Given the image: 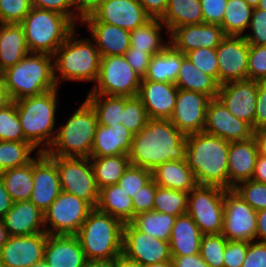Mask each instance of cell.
<instances>
[{
    "label": "cell",
    "mask_w": 266,
    "mask_h": 267,
    "mask_svg": "<svg viewBox=\"0 0 266 267\" xmlns=\"http://www.w3.org/2000/svg\"><path fill=\"white\" fill-rule=\"evenodd\" d=\"M155 183L164 188L190 192L198 184L185 160L168 161L152 170Z\"/></svg>",
    "instance_id": "4dcf8cb0"
},
{
    "label": "cell",
    "mask_w": 266,
    "mask_h": 267,
    "mask_svg": "<svg viewBox=\"0 0 266 267\" xmlns=\"http://www.w3.org/2000/svg\"><path fill=\"white\" fill-rule=\"evenodd\" d=\"M250 242L228 240L223 259V267H241L247 255V249Z\"/></svg>",
    "instance_id": "9f6ffc18"
},
{
    "label": "cell",
    "mask_w": 266,
    "mask_h": 267,
    "mask_svg": "<svg viewBox=\"0 0 266 267\" xmlns=\"http://www.w3.org/2000/svg\"><path fill=\"white\" fill-rule=\"evenodd\" d=\"M2 173H3V171H2V169L0 168V178L2 177Z\"/></svg>",
    "instance_id": "deb4b68c"
},
{
    "label": "cell",
    "mask_w": 266,
    "mask_h": 267,
    "mask_svg": "<svg viewBox=\"0 0 266 267\" xmlns=\"http://www.w3.org/2000/svg\"><path fill=\"white\" fill-rule=\"evenodd\" d=\"M185 162L198 185L229 189L230 142L205 132L186 135Z\"/></svg>",
    "instance_id": "7a4b0ae2"
},
{
    "label": "cell",
    "mask_w": 266,
    "mask_h": 267,
    "mask_svg": "<svg viewBox=\"0 0 266 267\" xmlns=\"http://www.w3.org/2000/svg\"><path fill=\"white\" fill-rule=\"evenodd\" d=\"M73 9L83 19L91 15L104 0H71Z\"/></svg>",
    "instance_id": "e7e4bbea"
},
{
    "label": "cell",
    "mask_w": 266,
    "mask_h": 267,
    "mask_svg": "<svg viewBox=\"0 0 266 267\" xmlns=\"http://www.w3.org/2000/svg\"><path fill=\"white\" fill-rule=\"evenodd\" d=\"M178 90L175 83L141 80L137 97L149 119H169L176 105Z\"/></svg>",
    "instance_id": "603a6c76"
},
{
    "label": "cell",
    "mask_w": 266,
    "mask_h": 267,
    "mask_svg": "<svg viewBox=\"0 0 266 267\" xmlns=\"http://www.w3.org/2000/svg\"><path fill=\"white\" fill-rule=\"evenodd\" d=\"M178 89L199 92L217 98L220 85L210 75L203 73L182 53V64L175 82Z\"/></svg>",
    "instance_id": "1f68e13d"
},
{
    "label": "cell",
    "mask_w": 266,
    "mask_h": 267,
    "mask_svg": "<svg viewBox=\"0 0 266 267\" xmlns=\"http://www.w3.org/2000/svg\"><path fill=\"white\" fill-rule=\"evenodd\" d=\"M217 98L233 116L247 122L254 131L257 81L246 79L220 85Z\"/></svg>",
    "instance_id": "44dd1931"
},
{
    "label": "cell",
    "mask_w": 266,
    "mask_h": 267,
    "mask_svg": "<svg viewBox=\"0 0 266 267\" xmlns=\"http://www.w3.org/2000/svg\"><path fill=\"white\" fill-rule=\"evenodd\" d=\"M0 141H26L15 101L9 100L0 108Z\"/></svg>",
    "instance_id": "ee69618b"
},
{
    "label": "cell",
    "mask_w": 266,
    "mask_h": 267,
    "mask_svg": "<svg viewBox=\"0 0 266 267\" xmlns=\"http://www.w3.org/2000/svg\"><path fill=\"white\" fill-rule=\"evenodd\" d=\"M78 107L66 123L57 129L52 145L45 152L48 156L91 157L97 116L86 100Z\"/></svg>",
    "instance_id": "52a82bcc"
},
{
    "label": "cell",
    "mask_w": 266,
    "mask_h": 267,
    "mask_svg": "<svg viewBox=\"0 0 266 267\" xmlns=\"http://www.w3.org/2000/svg\"><path fill=\"white\" fill-rule=\"evenodd\" d=\"M151 179V170L129 165L117 184L133 199L136 193H138Z\"/></svg>",
    "instance_id": "c3c4849f"
},
{
    "label": "cell",
    "mask_w": 266,
    "mask_h": 267,
    "mask_svg": "<svg viewBox=\"0 0 266 267\" xmlns=\"http://www.w3.org/2000/svg\"><path fill=\"white\" fill-rule=\"evenodd\" d=\"M13 201L6 190L4 181L0 178V220L6 215V213L11 209Z\"/></svg>",
    "instance_id": "03108f58"
},
{
    "label": "cell",
    "mask_w": 266,
    "mask_h": 267,
    "mask_svg": "<svg viewBox=\"0 0 266 267\" xmlns=\"http://www.w3.org/2000/svg\"><path fill=\"white\" fill-rule=\"evenodd\" d=\"M150 19L137 0H104L81 22H104L132 31Z\"/></svg>",
    "instance_id": "2e32d148"
},
{
    "label": "cell",
    "mask_w": 266,
    "mask_h": 267,
    "mask_svg": "<svg viewBox=\"0 0 266 267\" xmlns=\"http://www.w3.org/2000/svg\"><path fill=\"white\" fill-rule=\"evenodd\" d=\"M266 128V81H257V104L254 131Z\"/></svg>",
    "instance_id": "94428289"
},
{
    "label": "cell",
    "mask_w": 266,
    "mask_h": 267,
    "mask_svg": "<svg viewBox=\"0 0 266 267\" xmlns=\"http://www.w3.org/2000/svg\"><path fill=\"white\" fill-rule=\"evenodd\" d=\"M255 211L233 189L225 190L222 235L227 240L256 241Z\"/></svg>",
    "instance_id": "4fadbf2b"
},
{
    "label": "cell",
    "mask_w": 266,
    "mask_h": 267,
    "mask_svg": "<svg viewBox=\"0 0 266 267\" xmlns=\"http://www.w3.org/2000/svg\"><path fill=\"white\" fill-rule=\"evenodd\" d=\"M225 190L197 185L189 192L187 213L203 235L222 234Z\"/></svg>",
    "instance_id": "9c48e42d"
},
{
    "label": "cell",
    "mask_w": 266,
    "mask_h": 267,
    "mask_svg": "<svg viewBox=\"0 0 266 267\" xmlns=\"http://www.w3.org/2000/svg\"><path fill=\"white\" fill-rule=\"evenodd\" d=\"M228 0H200L204 23L221 25Z\"/></svg>",
    "instance_id": "6f0895ef"
},
{
    "label": "cell",
    "mask_w": 266,
    "mask_h": 267,
    "mask_svg": "<svg viewBox=\"0 0 266 267\" xmlns=\"http://www.w3.org/2000/svg\"><path fill=\"white\" fill-rule=\"evenodd\" d=\"M169 36V43L183 54L201 47L216 49L226 37L220 25L208 23L177 27Z\"/></svg>",
    "instance_id": "7402d4cb"
},
{
    "label": "cell",
    "mask_w": 266,
    "mask_h": 267,
    "mask_svg": "<svg viewBox=\"0 0 266 267\" xmlns=\"http://www.w3.org/2000/svg\"><path fill=\"white\" fill-rule=\"evenodd\" d=\"M186 135L169 119H149L134 135L128 154L130 165L154 170L168 161L185 160Z\"/></svg>",
    "instance_id": "6da1fadb"
},
{
    "label": "cell",
    "mask_w": 266,
    "mask_h": 267,
    "mask_svg": "<svg viewBox=\"0 0 266 267\" xmlns=\"http://www.w3.org/2000/svg\"><path fill=\"white\" fill-rule=\"evenodd\" d=\"M34 150L27 141H0V168L4 171L27 165L34 159Z\"/></svg>",
    "instance_id": "b9f144b4"
},
{
    "label": "cell",
    "mask_w": 266,
    "mask_h": 267,
    "mask_svg": "<svg viewBox=\"0 0 266 267\" xmlns=\"http://www.w3.org/2000/svg\"><path fill=\"white\" fill-rule=\"evenodd\" d=\"M3 81V70L0 68V83Z\"/></svg>",
    "instance_id": "979ff035"
},
{
    "label": "cell",
    "mask_w": 266,
    "mask_h": 267,
    "mask_svg": "<svg viewBox=\"0 0 266 267\" xmlns=\"http://www.w3.org/2000/svg\"><path fill=\"white\" fill-rule=\"evenodd\" d=\"M212 98L205 94L179 89L174 111L169 118L183 134L203 132L206 110Z\"/></svg>",
    "instance_id": "ac0fdd59"
},
{
    "label": "cell",
    "mask_w": 266,
    "mask_h": 267,
    "mask_svg": "<svg viewBox=\"0 0 266 267\" xmlns=\"http://www.w3.org/2000/svg\"><path fill=\"white\" fill-rule=\"evenodd\" d=\"M203 73L212 76L218 82V62L216 49L201 47L185 54Z\"/></svg>",
    "instance_id": "f907efd6"
},
{
    "label": "cell",
    "mask_w": 266,
    "mask_h": 267,
    "mask_svg": "<svg viewBox=\"0 0 266 267\" xmlns=\"http://www.w3.org/2000/svg\"><path fill=\"white\" fill-rule=\"evenodd\" d=\"M170 34L184 25L204 23L200 0H168L164 15L160 18Z\"/></svg>",
    "instance_id": "d6a6232c"
},
{
    "label": "cell",
    "mask_w": 266,
    "mask_h": 267,
    "mask_svg": "<svg viewBox=\"0 0 266 267\" xmlns=\"http://www.w3.org/2000/svg\"><path fill=\"white\" fill-rule=\"evenodd\" d=\"M251 32L244 34L249 45H266V11L254 8L248 29Z\"/></svg>",
    "instance_id": "f5cc1de1"
},
{
    "label": "cell",
    "mask_w": 266,
    "mask_h": 267,
    "mask_svg": "<svg viewBox=\"0 0 266 267\" xmlns=\"http://www.w3.org/2000/svg\"><path fill=\"white\" fill-rule=\"evenodd\" d=\"M29 53L23 26L17 23L0 24V68L5 71Z\"/></svg>",
    "instance_id": "f546056e"
},
{
    "label": "cell",
    "mask_w": 266,
    "mask_h": 267,
    "mask_svg": "<svg viewBox=\"0 0 266 267\" xmlns=\"http://www.w3.org/2000/svg\"><path fill=\"white\" fill-rule=\"evenodd\" d=\"M57 89L15 101L25 140L35 149L39 148L38 152H47L57 133L54 130Z\"/></svg>",
    "instance_id": "277c9868"
},
{
    "label": "cell",
    "mask_w": 266,
    "mask_h": 267,
    "mask_svg": "<svg viewBox=\"0 0 266 267\" xmlns=\"http://www.w3.org/2000/svg\"><path fill=\"white\" fill-rule=\"evenodd\" d=\"M252 180L266 183V157L258 155Z\"/></svg>",
    "instance_id": "a7ac6f4b"
},
{
    "label": "cell",
    "mask_w": 266,
    "mask_h": 267,
    "mask_svg": "<svg viewBox=\"0 0 266 267\" xmlns=\"http://www.w3.org/2000/svg\"><path fill=\"white\" fill-rule=\"evenodd\" d=\"M2 221L8 236H25L45 232L43 212L30 200L13 202Z\"/></svg>",
    "instance_id": "484cf974"
},
{
    "label": "cell",
    "mask_w": 266,
    "mask_h": 267,
    "mask_svg": "<svg viewBox=\"0 0 266 267\" xmlns=\"http://www.w3.org/2000/svg\"><path fill=\"white\" fill-rule=\"evenodd\" d=\"M97 47L100 57L124 55L130 48V31L104 22H81Z\"/></svg>",
    "instance_id": "83f0119b"
},
{
    "label": "cell",
    "mask_w": 266,
    "mask_h": 267,
    "mask_svg": "<svg viewBox=\"0 0 266 267\" xmlns=\"http://www.w3.org/2000/svg\"><path fill=\"white\" fill-rule=\"evenodd\" d=\"M114 267H144L140 263L133 261L123 254H120L114 259Z\"/></svg>",
    "instance_id": "2644e50d"
},
{
    "label": "cell",
    "mask_w": 266,
    "mask_h": 267,
    "mask_svg": "<svg viewBox=\"0 0 266 267\" xmlns=\"http://www.w3.org/2000/svg\"><path fill=\"white\" fill-rule=\"evenodd\" d=\"M141 80L124 55L101 57L98 78L88 94L134 97Z\"/></svg>",
    "instance_id": "30bf717a"
},
{
    "label": "cell",
    "mask_w": 266,
    "mask_h": 267,
    "mask_svg": "<svg viewBox=\"0 0 266 267\" xmlns=\"http://www.w3.org/2000/svg\"><path fill=\"white\" fill-rule=\"evenodd\" d=\"M122 254L144 267L172 259L169 242L143 233L130 223L123 227Z\"/></svg>",
    "instance_id": "5bb4252c"
},
{
    "label": "cell",
    "mask_w": 266,
    "mask_h": 267,
    "mask_svg": "<svg viewBox=\"0 0 266 267\" xmlns=\"http://www.w3.org/2000/svg\"><path fill=\"white\" fill-rule=\"evenodd\" d=\"M241 267H266V243L250 242Z\"/></svg>",
    "instance_id": "680465c9"
},
{
    "label": "cell",
    "mask_w": 266,
    "mask_h": 267,
    "mask_svg": "<svg viewBox=\"0 0 266 267\" xmlns=\"http://www.w3.org/2000/svg\"><path fill=\"white\" fill-rule=\"evenodd\" d=\"M247 79L266 81V45H249Z\"/></svg>",
    "instance_id": "816d5d0a"
},
{
    "label": "cell",
    "mask_w": 266,
    "mask_h": 267,
    "mask_svg": "<svg viewBox=\"0 0 266 267\" xmlns=\"http://www.w3.org/2000/svg\"><path fill=\"white\" fill-rule=\"evenodd\" d=\"M32 7L44 10L58 12L69 18L75 25L77 21H82V18L72 10L73 4L71 0H31Z\"/></svg>",
    "instance_id": "db71d44e"
},
{
    "label": "cell",
    "mask_w": 266,
    "mask_h": 267,
    "mask_svg": "<svg viewBox=\"0 0 266 267\" xmlns=\"http://www.w3.org/2000/svg\"><path fill=\"white\" fill-rule=\"evenodd\" d=\"M123 227L118 218L93 208L75 234L86 260H113L122 254Z\"/></svg>",
    "instance_id": "5b68a950"
},
{
    "label": "cell",
    "mask_w": 266,
    "mask_h": 267,
    "mask_svg": "<svg viewBox=\"0 0 266 267\" xmlns=\"http://www.w3.org/2000/svg\"><path fill=\"white\" fill-rule=\"evenodd\" d=\"M227 242L222 234L202 235L200 255L209 267H223Z\"/></svg>",
    "instance_id": "f6af8a7d"
},
{
    "label": "cell",
    "mask_w": 266,
    "mask_h": 267,
    "mask_svg": "<svg viewBox=\"0 0 266 267\" xmlns=\"http://www.w3.org/2000/svg\"><path fill=\"white\" fill-rule=\"evenodd\" d=\"M56 164L61 190L97 207L99 190L90 158L49 156Z\"/></svg>",
    "instance_id": "8fae6325"
},
{
    "label": "cell",
    "mask_w": 266,
    "mask_h": 267,
    "mask_svg": "<svg viewBox=\"0 0 266 267\" xmlns=\"http://www.w3.org/2000/svg\"><path fill=\"white\" fill-rule=\"evenodd\" d=\"M127 62L135 72L143 79L151 59V55L146 51H140L130 47L124 54Z\"/></svg>",
    "instance_id": "91938a15"
},
{
    "label": "cell",
    "mask_w": 266,
    "mask_h": 267,
    "mask_svg": "<svg viewBox=\"0 0 266 267\" xmlns=\"http://www.w3.org/2000/svg\"><path fill=\"white\" fill-rule=\"evenodd\" d=\"M85 100L94 109L99 125L109 126L122 122L124 96L87 94Z\"/></svg>",
    "instance_id": "ab89813d"
},
{
    "label": "cell",
    "mask_w": 266,
    "mask_h": 267,
    "mask_svg": "<svg viewBox=\"0 0 266 267\" xmlns=\"http://www.w3.org/2000/svg\"><path fill=\"white\" fill-rule=\"evenodd\" d=\"M7 230L5 229V226L3 224V221L0 220V250L5 245L7 239H8Z\"/></svg>",
    "instance_id": "753ad0ef"
},
{
    "label": "cell",
    "mask_w": 266,
    "mask_h": 267,
    "mask_svg": "<svg viewBox=\"0 0 266 267\" xmlns=\"http://www.w3.org/2000/svg\"><path fill=\"white\" fill-rule=\"evenodd\" d=\"M98 190L117 184L130 165L128 155L90 157Z\"/></svg>",
    "instance_id": "8d00e7d4"
},
{
    "label": "cell",
    "mask_w": 266,
    "mask_h": 267,
    "mask_svg": "<svg viewBox=\"0 0 266 267\" xmlns=\"http://www.w3.org/2000/svg\"><path fill=\"white\" fill-rule=\"evenodd\" d=\"M9 101L3 83H0V108Z\"/></svg>",
    "instance_id": "34e18365"
},
{
    "label": "cell",
    "mask_w": 266,
    "mask_h": 267,
    "mask_svg": "<svg viewBox=\"0 0 266 267\" xmlns=\"http://www.w3.org/2000/svg\"><path fill=\"white\" fill-rule=\"evenodd\" d=\"M92 209L85 200L61 191L43 213L45 232L49 235H75Z\"/></svg>",
    "instance_id": "7c38bea8"
},
{
    "label": "cell",
    "mask_w": 266,
    "mask_h": 267,
    "mask_svg": "<svg viewBox=\"0 0 266 267\" xmlns=\"http://www.w3.org/2000/svg\"><path fill=\"white\" fill-rule=\"evenodd\" d=\"M83 267H114L113 260H87Z\"/></svg>",
    "instance_id": "8c879c8a"
},
{
    "label": "cell",
    "mask_w": 266,
    "mask_h": 267,
    "mask_svg": "<svg viewBox=\"0 0 266 267\" xmlns=\"http://www.w3.org/2000/svg\"><path fill=\"white\" fill-rule=\"evenodd\" d=\"M151 18L160 19L167 8L168 0H137Z\"/></svg>",
    "instance_id": "6125c7cd"
},
{
    "label": "cell",
    "mask_w": 266,
    "mask_h": 267,
    "mask_svg": "<svg viewBox=\"0 0 266 267\" xmlns=\"http://www.w3.org/2000/svg\"><path fill=\"white\" fill-rule=\"evenodd\" d=\"M202 233L188 213L176 217L169 246L172 256L200 253Z\"/></svg>",
    "instance_id": "f1b7e54d"
},
{
    "label": "cell",
    "mask_w": 266,
    "mask_h": 267,
    "mask_svg": "<svg viewBox=\"0 0 266 267\" xmlns=\"http://www.w3.org/2000/svg\"><path fill=\"white\" fill-rule=\"evenodd\" d=\"M31 267H50L49 265H47L44 261L39 262Z\"/></svg>",
    "instance_id": "09005b40"
},
{
    "label": "cell",
    "mask_w": 266,
    "mask_h": 267,
    "mask_svg": "<svg viewBox=\"0 0 266 267\" xmlns=\"http://www.w3.org/2000/svg\"><path fill=\"white\" fill-rule=\"evenodd\" d=\"M145 267H172V262L171 261H162V262L149 264Z\"/></svg>",
    "instance_id": "11e5206c"
},
{
    "label": "cell",
    "mask_w": 266,
    "mask_h": 267,
    "mask_svg": "<svg viewBox=\"0 0 266 267\" xmlns=\"http://www.w3.org/2000/svg\"><path fill=\"white\" fill-rule=\"evenodd\" d=\"M9 100L18 101L58 88L54 78V57L29 53L16 65L3 71L2 81Z\"/></svg>",
    "instance_id": "3957f363"
},
{
    "label": "cell",
    "mask_w": 266,
    "mask_h": 267,
    "mask_svg": "<svg viewBox=\"0 0 266 267\" xmlns=\"http://www.w3.org/2000/svg\"><path fill=\"white\" fill-rule=\"evenodd\" d=\"M182 64V52L169 44L162 52L151 56L142 80L175 83Z\"/></svg>",
    "instance_id": "836d02e7"
},
{
    "label": "cell",
    "mask_w": 266,
    "mask_h": 267,
    "mask_svg": "<svg viewBox=\"0 0 266 267\" xmlns=\"http://www.w3.org/2000/svg\"><path fill=\"white\" fill-rule=\"evenodd\" d=\"M176 217L155 210L136 214L129 222L135 229L169 242Z\"/></svg>",
    "instance_id": "74e56055"
},
{
    "label": "cell",
    "mask_w": 266,
    "mask_h": 267,
    "mask_svg": "<svg viewBox=\"0 0 266 267\" xmlns=\"http://www.w3.org/2000/svg\"><path fill=\"white\" fill-rule=\"evenodd\" d=\"M1 178L13 202L29 200L33 189V160L25 166L4 170Z\"/></svg>",
    "instance_id": "f35d334b"
},
{
    "label": "cell",
    "mask_w": 266,
    "mask_h": 267,
    "mask_svg": "<svg viewBox=\"0 0 266 267\" xmlns=\"http://www.w3.org/2000/svg\"><path fill=\"white\" fill-rule=\"evenodd\" d=\"M134 134L122 123L97 125L91 157L128 155Z\"/></svg>",
    "instance_id": "4316f807"
},
{
    "label": "cell",
    "mask_w": 266,
    "mask_h": 267,
    "mask_svg": "<svg viewBox=\"0 0 266 267\" xmlns=\"http://www.w3.org/2000/svg\"><path fill=\"white\" fill-rule=\"evenodd\" d=\"M31 8V0H0V24H20Z\"/></svg>",
    "instance_id": "681fc988"
},
{
    "label": "cell",
    "mask_w": 266,
    "mask_h": 267,
    "mask_svg": "<svg viewBox=\"0 0 266 267\" xmlns=\"http://www.w3.org/2000/svg\"><path fill=\"white\" fill-rule=\"evenodd\" d=\"M76 32L75 29L53 55L54 78L58 87L64 80L96 83L99 75L101 57L94 41L77 39Z\"/></svg>",
    "instance_id": "8992f818"
},
{
    "label": "cell",
    "mask_w": 266,
    "mask_h": 267,
    "mask_svg": "<svg viewBox=\"0 0 266 267\" xmlns=\"http://www.w3.org/2000/svg\"><path fill=\"white\" fill-rule=\"evenodd\" d=\"M245 1L253 8H256L260 3V0H245Z\"/></svg>",
    "instance_id": "2a66077c"
},
{
    "label": "cell",
    "mask_w": 266,
    "mask_h": 267,
    "mask_svg": "<svg viewBox=\"0 0 266 267\" xmlns=\"http://www.w3.org/2000/svg\"><path fill=\"white\" fill-rule=\"evenodd\" d=\"M254 8L245 0H228L221 27L226 36H244Z\"/></svg>",
    "instance_id": "60d3db41"
},
{
    "label": "cell",
    "mask_w": 266,
    "mask_h": 267,
    "mask_svg": "<svg viewBox=\"0 0 266 267\" xmlns=\"http://www.w3.org/2000/svg\"><path fill=\"white\" fill-rule=\"evenodd\" d=\"M165 25L158 18H151L144 25L130 31V47L146 51L151 56L162 52L170 43H163L161 30Z\"/></svg>",
    "instance_id": "d590c367"
},
{
    "label": "cell",
    "mask_w": 266,
    "mask_h": 267,
    "mask_svg": "<svg viewBox=\"0 0 266 267\" xmlns=\"http://www.w3.org/2000/svg\"><path fill=\"white\" fill-rule=\"evenodd\" d=\"M203 132L229 142L253 137L252 127L244 120L233 116L218 98H212L208 104Z\"/></svg>",
    "instance_id": "ffe728a7"
},
{
    "label": "cell",
    "mask_w": 266,
    "mask_h": 267,
    "mask_svg": "<svg viewBox=\"0 0 266 267\" xmlns=\"http://www.w3.org/2000/svg\"><path fill=\"white\" fill-rule=\"evenodd\" d=\"M256 241L266 243V209L257 211Z\"/></svg>",
    "instance_id": "003e7915"
},
{
    "label": "cell",
    "mask_w": 266,
    "mask_h": 267,
    "mask_svg": "<svg viewBox=\"0 0 266 267\" xmlns=\"http://www.w3.org/2000/svg\"><path fill=\"white\" fill-rule=\"evenodd\" d=\"M157 187L158 185L152 178L145 186L140 189L138 193H136L135 197L132 199L133 218L136 214L153 210L154 197Z\"/></svg>",
    "instance_id": "11a10c76"
},
{
    "label": "cell",
    "mask_w": 266,
    "mask_h": 267,
    "mask_svg": "<svg viewBox=\"0 0 266 267\" xmlns=\"http://www.w3.org/2000/svg\"><path fill=\"white\" fill-rule=\"evenodd\" d=\"M216 55L219 85L247 79L249 44L243 36H226Z\"/></svg>",
    "instance_id": "9a60e30c"
},
{
    "label": "cell",
    "mask_w": 266,
    "mask_h": 267,
    "mask_svg": "<svg viewBox=\"0 0 266 267\" xmlns=\"http://www.w3.org/2000/svg\"><path fill=\"white\" fill-rule=\"evenodd\" d=\"M84 251L75 235H49L44 262L50 267H83Z\"/></svg>",
    "instance_id": "d4e9b609"
},
{
    "label": "cell",
    "mask_w": 266,
    "mask_h": 267,
    "mask_svg": "<svg viewBox=\"0 0 266 267\" xmlns=\"http://www.w3.org/2000/svg\"><path fill=\"white\" fill-rule=\"evenodd\" d=\"M257 8L266 11V0H260V3Z\"/></svg>",
    "instance_id": "b9fcfbb0"
},
{
    "label": "cell",
    "mask_w": 266,
    "mask_h": 267,
    "mask_svg": "<svg viewBox=\"0 0 266 267\" xmlns=\"http://www.w3.org/2000/svg\"><path fill=\"white\" fill-rule=\"evenodd\" d=\"M30 53L54 55L76 26L66 16L51 10L32 7L20 23Z\"/></svg>",
    "instance_id": "ba28073f"
},
{
    "label": "cell",
    "mask_w": 266,
    "mask_h": 267,
    "mask_svg": "<svg viewBox=\"0 0 266 267\" xmlns=\"http://www.w3.org/2000/svg\"><path fill=\"white\" fill-rule=\"evenodd\" d=\"M96 208L118 218L124 224L133 219L132 197L125 193L118 184L99 190V200Z\"/></svg>",
    "instance_id": "e575fe53"
},
{
    "label": "cell",
    "mask_w": 266,
    "mask_h": 267,
    "mask_svg": "<svg viewBox=\"0 0 266 267\" xmlns=\"http://www.w3.org/2000/svg\"><path fill=\"white\" fill-rule=\"evenodd\" d=\"M172 267H209L200 253L186 256H172Z\"/></svg>",
    "instance_id": "be15d7a7"
},
{
    "label": "cell",
    "mask_w": 266,
    "mask_h": 267,
    "mask_svg": "<svg viewBox=\"0 0 266 267\" xmlns=\"http://www.w3.org/2000/svg\"><path fill=\"white\" fill-rule=\"evenodd\" d=\"M253 137L256 140L259 155L266 157V128L253 131Z\"/></svg>",
    "instance_id": "89a4df30"
},
{
    "label": "cell",
    "mask_w": 266,
    "mask_h": 267,
    "mask_svg": "<svg viewBox=\"0 0 266 267\" xmlns=\"http://www.w3.org/2000/svg\"><path fill=\"white\" fill-rule=\"evenodd\" d=\"M189 193L158 186L154 197L153 210L179 216L187 213Z\"/></svg>",
    "instance_id": "7bdbcfd3"
},
{
    "label": "cell",
    "mask_w": 266,
    "mask_h": 267,
    "mask_svg": "<svg viewBox=\"0 0 266 267\" xmlns=\"http://www.w3.org/2000/svg\"><path fill=\"white\" fill-rule=\"evenodd\" d=\"M258 155L254 137L230 142L228 153L229 189H233L239 182L252 179Z\"/></svg>",
    "instance_id": "cb8c5ba5"
},
{
    "label": "cell",
    "mask_w": 266,
    "mask_h": 267,
    "mask_svg": "<svg viewBox=\"0 0 266 267\" xmlns=\"http://www.w3.org/2000/svg\"><path fill=\"white\" fill-rule=\"evenodd\" d=\"M148 120L149 116L142 101L137 96H124V111L121 123L135 135L148 123Z\"/></svg>",
    "instance_id": "bcb514c9"
},
{
    "label": "cell",
    "mask_w": 266,
    "mask_h": 267,
    "mask_svg": "<svg viewBox=\"0 0 266 267\" xmlns=\"http://www.w3.org/2000/svg\"><path fill=\"white\" fill-rule=\"evenodd\" d=\"M48 234L9 236L0 250L2 267H31L44 261Z\"/></svg>",
    "instance_id": "e0dca14e"
},
{
    "label": "cell",
    "mask_w": 266,
    "mask_h": 267,
    "mask_svg": "<svg viewBox=\"0 0 266 267\" xmlns=\"http://www.w3.org/2000/svg\"><path fill=\"white\" fill-rule=\"evenodd\" d=\"M37 155L33 159V189L29 200L44 213L62 190L55 162L45 152Z\"/></svg>",
    "instance_id": "d6986e66"
},
{
    "label": "cell",
    "mask_w": 266,
    "mask_h": 267,
    "mask_svg": "<svg viewBox=\"0 0 266 267\" xmlns=\"http://www.w3.org/2000/svg\"><path fill=\"white\" fill-rule=\"evenodd\" d=\"M233 190L255 211L266 209V183L245 180L239 182Z\"/></svg>",
    "instance_id": "7dc6e473"
}]
</instances>
